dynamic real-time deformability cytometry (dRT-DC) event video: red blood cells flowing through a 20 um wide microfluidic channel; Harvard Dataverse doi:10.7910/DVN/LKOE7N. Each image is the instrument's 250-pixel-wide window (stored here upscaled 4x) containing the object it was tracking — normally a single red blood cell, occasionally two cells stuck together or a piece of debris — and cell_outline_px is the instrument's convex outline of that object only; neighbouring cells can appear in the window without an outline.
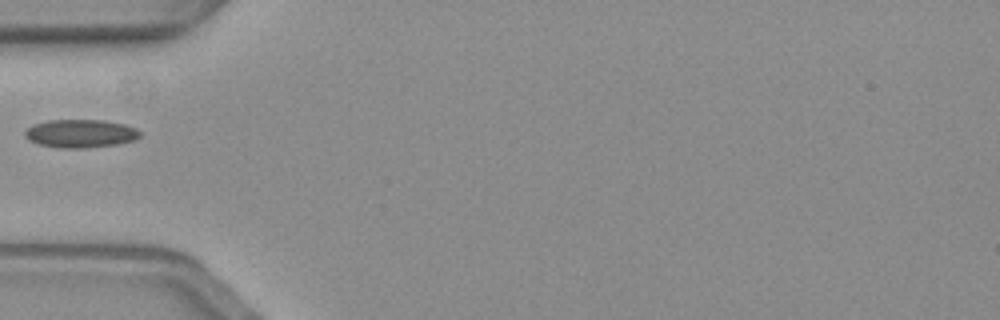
{"species": "common noctule bat (a hibernating species)", "species_latin": "Nyctalus noctula", "temperature_condition": "warm", "stored_images_in_passage": 7, "camera_frame_rate_fps": 3000, "um_per_image_px": 0.085, "animal": {"sex": "female", "body_mass_g": 19.3, "forearm_length_mm": 54.1}, "frame": {"image": 1, "passage_image": 1, "time_ms": 0.0, "image_size_px": [1000, 320], "cell_outline_px": [[140, 136], [136, 140], [116, 144], [84, 148], [60, 148], [40, 144], [28, 140], [24, 136], [24, 132], [32, 124], [48, 120], [104, 120], [124, 124], [136, 128], [140, 132]], "centroid_in_image_um": [6.83, 11.34], "position_along_channel_um": 78.2, "area_um2": 18.96}}